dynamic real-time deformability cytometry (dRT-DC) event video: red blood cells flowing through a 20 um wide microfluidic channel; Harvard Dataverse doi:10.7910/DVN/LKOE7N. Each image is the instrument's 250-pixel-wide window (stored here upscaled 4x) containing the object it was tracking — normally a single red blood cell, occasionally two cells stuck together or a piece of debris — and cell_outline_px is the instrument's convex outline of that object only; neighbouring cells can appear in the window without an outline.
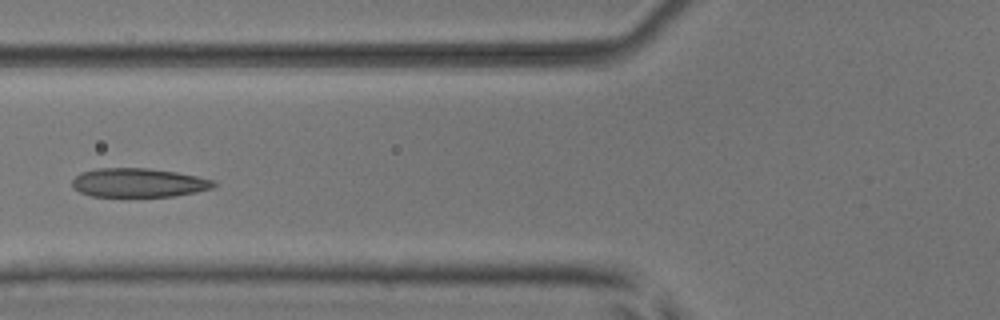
{"species": "common noctule bat (a hibernating species)", "species_latin": "Nyctalus noctula", "temperature_condition": "room temperature", "stored_images_in_passage": 7, "camera_frame_rate_fps": 3000, "um_per_image_px": 0.085, "animal": {"sex": "male", "body_mass_g": 17.9, "forearm_length_mm": 54.2}, "frame": {"image": 1, "passage_image": 7, "time_ms": 2.0, "image_size_px": [1000, 320], "cell_outline_px": [[216, 184], [212, 188], [196, 192], [172, 196], [92, 196], [80, 192], [72, 188], [72, 180], [80, 172], [96, 168], [148, 168], [176, 172], [216, 180]], "centroid_in_image_um": [11.76, 15.52], "position_along_channel_um": 114.0, "area_um2": 23.87}}